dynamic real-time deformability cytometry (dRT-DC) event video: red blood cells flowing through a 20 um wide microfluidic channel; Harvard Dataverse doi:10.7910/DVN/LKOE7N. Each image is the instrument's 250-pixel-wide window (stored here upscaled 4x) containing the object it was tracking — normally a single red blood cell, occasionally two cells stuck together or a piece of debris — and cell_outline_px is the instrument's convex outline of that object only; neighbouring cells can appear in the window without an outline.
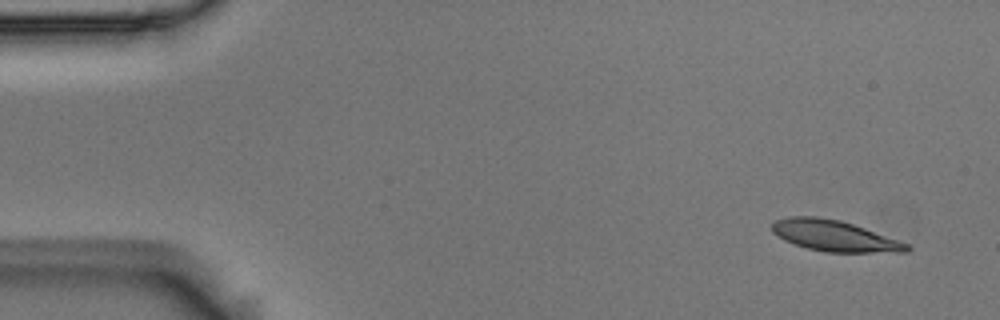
{"species": "Egyptian fruit bat (a non-hibernating species)", "species_latin": "Rousettus aegyptiacus", "temperature_condition": "room temperature", "stored_images_in_passage": 6, "camera_frame_rate_fps": 3000, "um_per_image_px": 0.085, "animal": {"sex": "male"}, "frame": {"image": 1, "passage_image": 2, "time_ms": 0.333, "image_size_px": [1000, 320], "cell_outline_px": [[912, 248], [908, 252], [824, 252], [808, 248], [784, 240], [772, 232], [772, 224], [776, 220], [788, 216], [816, 216], [840, 220], [864, 228], [908, 244]], "centroid_in_image_um": [70.9, 20.04], "position_along_channel_um": 14.1, "area_um2": 24.04}}
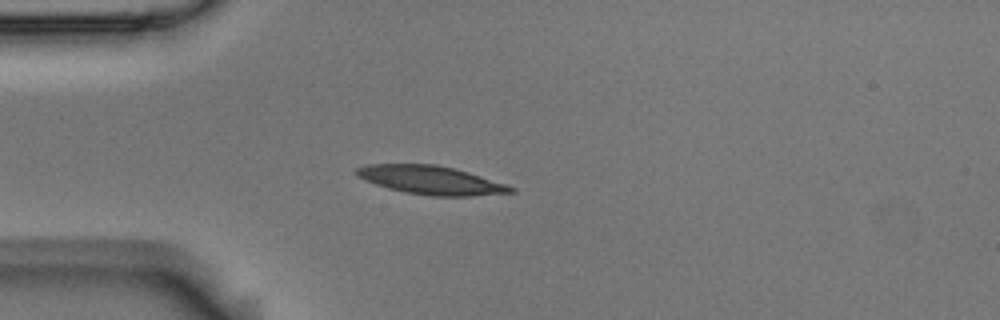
{"frame": {"image": 2, "passage_image": 5, "time_ms": 1.333, "image_size_px": [1000, 320], "cell_outline_px": [[516, 192], [472, 196], [432, 196], [404, 192], [388, 188], [376, 184], [352, 172], [356, 168], [368, 164], [436, 164], [468, 172], [516, 188]], "centroid_in_image_um": [36.63, 15.31], "position_along_channel_um": 48.4, "area_um2": 25.37}}